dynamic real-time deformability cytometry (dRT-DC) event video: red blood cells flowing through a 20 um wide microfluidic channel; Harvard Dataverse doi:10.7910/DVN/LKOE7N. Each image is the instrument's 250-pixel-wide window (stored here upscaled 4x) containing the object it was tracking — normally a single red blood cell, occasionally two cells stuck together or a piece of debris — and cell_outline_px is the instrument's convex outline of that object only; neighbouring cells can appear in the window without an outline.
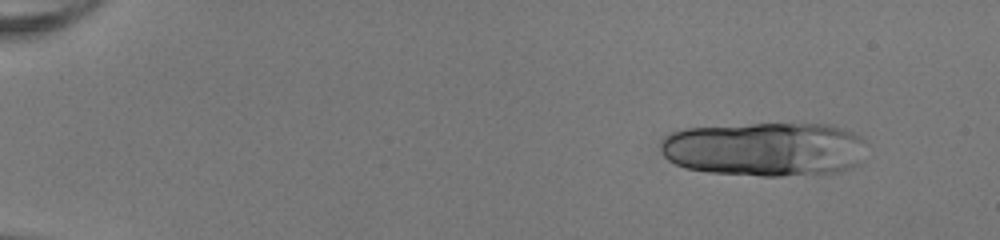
{"species": "human", "species_latin": "Homo sapiens", "temperature_condition": "room temperature", "stored_images_in_passage": 21, "camera_frame_rate_fps": 3000, "um_per_image_px": 0.085, "donor": {"sex": "female"}, "frame": {"image": 1, "passage_image": 6, "time_ms": 1.667, "image_size_px": [1000, 240], "cell_outline_px": [[864, 140], [860, 164], [836, 172], [780, 176], [760, 176], [708, 172], [684, 168], [668, 160], [660, 152], [660, 140], [664, 136], [672, 132], [684, 128], [752, 124], [832, 124], [852, 132], [860, 136]], "centroid_in_image_um": [64.96, 12.67], "position_along_channel_um": 20.0, "area_um2": 65.37}}